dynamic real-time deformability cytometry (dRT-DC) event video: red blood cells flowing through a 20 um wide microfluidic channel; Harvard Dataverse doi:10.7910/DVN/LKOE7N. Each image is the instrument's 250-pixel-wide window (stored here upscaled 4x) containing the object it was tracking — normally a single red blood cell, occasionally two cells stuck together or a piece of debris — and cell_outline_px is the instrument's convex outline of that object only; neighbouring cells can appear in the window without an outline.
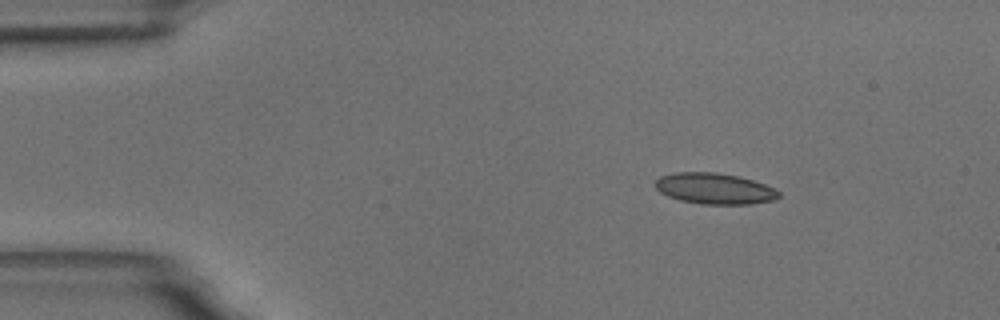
{"species": "common noctule bat (a hibernating species)", "species_latin": "Nyctalus noctula", "temperature_condition": "room temperature", "stored_images_in_passage": 3, "camera_frame_rate_fps": 3000, "um_per_image_px": 0.085, "animal": {"sex": "male", "body_mass_g": 18.8}, "frame": {"image": 1, "passage_image": 1, "time_ms": 0.0, "image_size_px": [1000, 320], "cell_outline_px": [[780, 196], [772, 200], [752, 204], [700, 204], [680, 200], [668, 196], [660, 192], [656, 188], [656, 180], [660, 176], [676, 172], [716, 172], [740, 176], [764, 184], [780, 192]], "centroid_in_image_um": [60.73, 16.03], "position_along_channel_um": 24.3, "area_um2": 22.25}}